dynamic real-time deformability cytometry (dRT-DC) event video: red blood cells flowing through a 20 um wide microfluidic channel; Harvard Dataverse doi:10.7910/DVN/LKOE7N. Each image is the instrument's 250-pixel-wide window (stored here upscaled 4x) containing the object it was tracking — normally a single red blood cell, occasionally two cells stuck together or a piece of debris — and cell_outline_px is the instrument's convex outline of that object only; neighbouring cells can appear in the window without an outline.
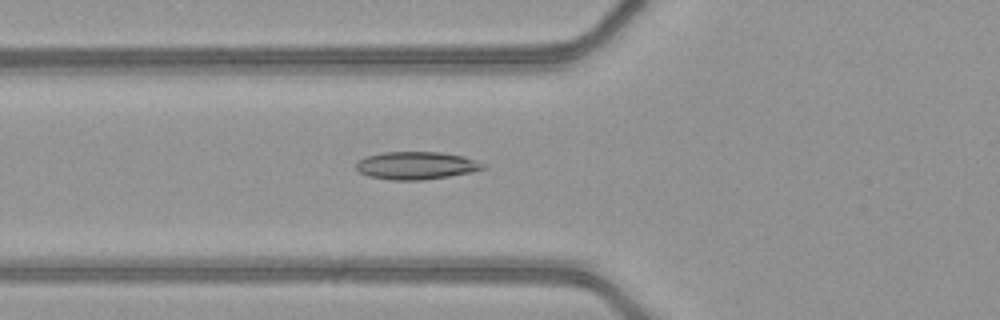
{"species": "common noctule bat (a hibernating species)", "species_latin": "Nyctalus noctula", "temperature_condition": "warm", "stored_images_in_passage": 20, "camera_frame_rate_fps": 3000, "um_per_image_px": 0.085, "animal": {"sex": "female", "body_mass_g": 21.9}, "frame": {"image": 1, "passage_image": 20, "time_ms": 6.333, "image_size_px": [1000, 320], "cell_outline_px": [[488, 168], [472, 172], [424, 180], [392, 180], [368, 176], [360, 172], [356, 168], [356, 164], [364, 156], [384, 152], [440, 152], [464, 156], [476, 160], [484, 164]], "centroid_in_image_um": [35.4, 14.07], "position_along_channel_um": 90.4, "area_um2": 20.58}}